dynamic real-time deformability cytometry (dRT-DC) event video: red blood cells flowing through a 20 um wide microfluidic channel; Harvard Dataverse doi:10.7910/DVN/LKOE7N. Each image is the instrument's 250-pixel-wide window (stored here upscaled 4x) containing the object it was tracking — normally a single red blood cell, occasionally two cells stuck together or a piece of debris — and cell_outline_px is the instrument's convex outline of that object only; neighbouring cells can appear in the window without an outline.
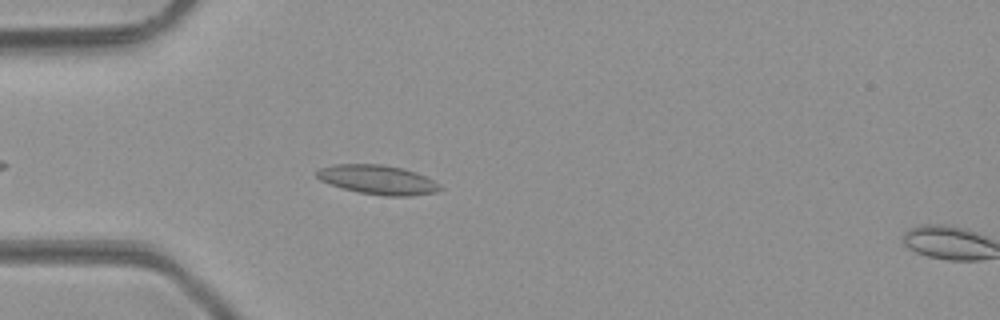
{"species": "common noctule bat (a hibernating species)", "species_latin": "Nyctalus noctula", "temperature_condition": "room temperature", "stored_images_in_passage": 7, "camera_frame_rate_fps": 3000, "um_per_image_px": 0.085, "animal": {"sex": "male", "body_mass_g": 23.1, "forearm_length_mm": 52.7}, "frame": {"image": 1, "passage_image": 6, "time_ms": 1.667, "image_size_px": [1000, 320], "cell_outline_px": [[444, 188], [436, 192], [408, 196], [384, 196], [356, 192], [320, 180], [316, 176], [316, 168], [336, 164], [384, 164], [404, 168], [416, 172], [440, 184]], "centroid_in_image_um": [32.11, 15.27], "position_along_channel_um": 52.9, "area_um2": 21.15}}